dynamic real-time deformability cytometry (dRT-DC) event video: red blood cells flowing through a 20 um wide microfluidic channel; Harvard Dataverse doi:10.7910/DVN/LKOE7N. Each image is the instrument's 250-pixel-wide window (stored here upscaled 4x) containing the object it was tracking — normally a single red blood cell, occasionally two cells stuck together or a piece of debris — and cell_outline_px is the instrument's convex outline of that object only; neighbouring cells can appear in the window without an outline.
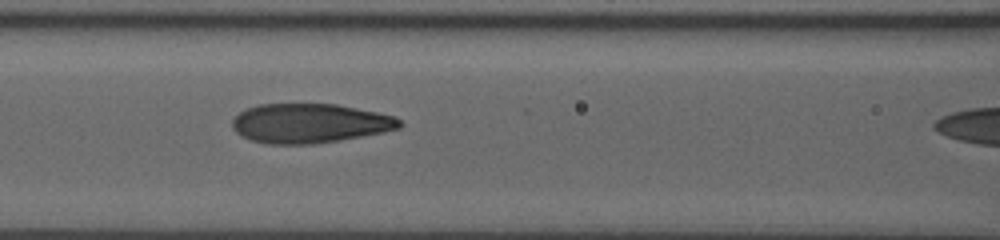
{"species": "human", "species_latin": "Homo sapiens", "temperature_condition": "room temperature", "stored_images_in_passage": 45, "camera_frame_rate_fps": 3000, "um_per_image_px": 0.085, "donor": {"sex": "male"}, "frame": {"image": 1, "passage_image": 23, "time_ms": 7.333, "image_size_px": [1000, 240], "cell_outline_px": [[404, 124], [400, 128], [384, 132], [312, 144], [268, 144], [252, 140], [240, 136], [232, 128], [232, 120], [240, 112], [248, 108], [260, 104], [336, 104], [396, 116]], "centroid_in_image_um": [26.32, 10.48], "position_along_channel_um": 140.3, "area_um2": 38.26}}
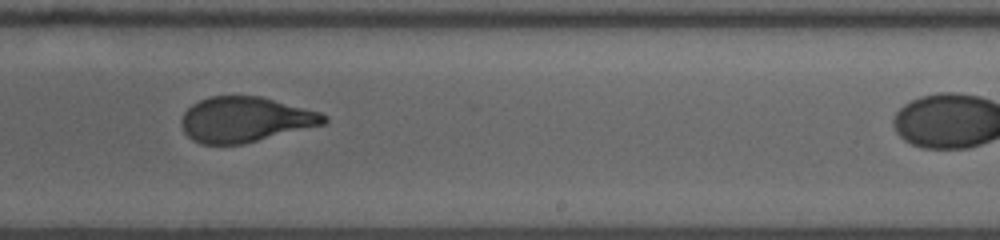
{"frame": {"image": 2, "passage_image": 33, "time_ms": 10.667, "image_size_px": [1000, 240], "cell_outline_px": [[328, 120], [324, 124], [240, 144], [200, 144], [192, 140], [184, 132], [180, 124], [180, 120], [184, 112], [192, 104], [208, 96], [260, 96], [320, 112], [328, 116]], "centroid_in_image_um": [20.8, 10.15], "position_along_channel_um": 268.2, "area_um2": 37.34}}
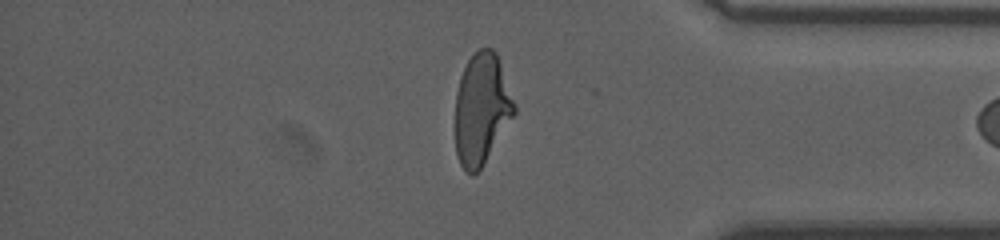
{"frame": {"image": 3, "passage_image": 44, "time_ms": 14.333, "image_size_px": [1000, 240], "cell_outline_px": [[516, 112], [480, 168], [472, 176], [460, 164], [456, 156], [456, 92], [460, 76], [468, 60], [480, 48], [492, 48], [496, 52], [516, 104]], "centroid_in_image_um": [40.94, 9.23], "position_along_channel_um": 394.3, "area_um2": 37.8}}